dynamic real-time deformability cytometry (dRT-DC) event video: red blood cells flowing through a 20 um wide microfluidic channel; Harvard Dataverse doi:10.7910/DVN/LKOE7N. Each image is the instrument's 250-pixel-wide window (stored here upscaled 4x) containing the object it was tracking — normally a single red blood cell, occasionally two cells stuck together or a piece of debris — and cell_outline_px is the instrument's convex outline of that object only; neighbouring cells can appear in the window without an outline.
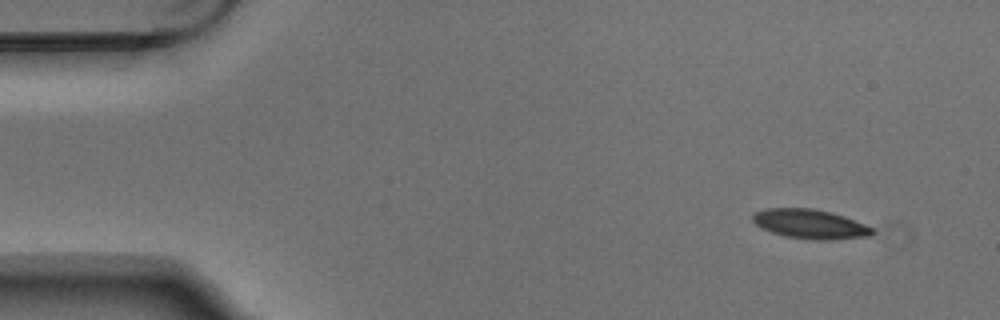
{"species": "Egyptian fruit bat (a non-hibernating species)", "species_latin": "Rousettus aegyptiacus", "temperature_condition": "warm", "stored_images_in_passage": 4, "camera_frame_rate_fps": 3000, "um_per_image_px": 0.085, "animal": {"sex": "male"}, "frame": {"image": 1, "passage_image": 1, "time_ms": 0.0, "image_size_px": [1000, 320], "cell_outline_px": [[876, 232], [872, 236], [832, 240], [812, 240], [784, 236], [760, 228], [752, 220], [752, 216], [756, 212], [764, 208], [812, 208], [832, 212], [844, 216], [864, 224], [872, 228]], "centroid_in_image_um": [68.87, 19.05], "position_along_channel_um": 16.1, "area_um2": 20.69}}